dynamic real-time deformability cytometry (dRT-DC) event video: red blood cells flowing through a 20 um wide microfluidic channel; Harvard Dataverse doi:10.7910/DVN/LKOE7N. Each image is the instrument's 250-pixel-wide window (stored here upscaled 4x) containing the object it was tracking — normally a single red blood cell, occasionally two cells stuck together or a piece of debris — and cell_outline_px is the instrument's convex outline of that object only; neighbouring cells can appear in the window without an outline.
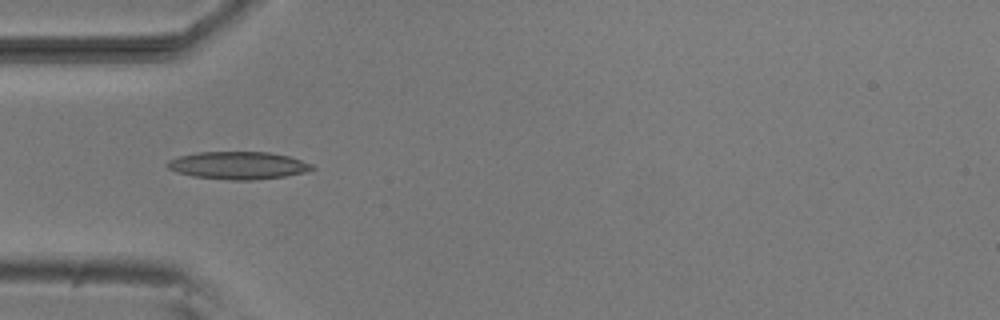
{"species": "common noctule bat (a hibernating species)", "species_latin": "Nyctalus noctula", "temperature_condition": "room temperature", "stored_images_in_passage": 34, "camera_frame_rate_fps": 3000, "um_per_image_px": 0.085, "animal": {"sex": "male", "body_mass_g": 20.5, "forearm_length_mm": 52.5}, "frame": {"image": 1, "passage_image": 1, "time_ms": 0.0, "image_size_px": [1000, 320], "cell_outline_px": [[316, 168], [304, 172], [284, 176], [252, 180], [232, 180], [192, 176], [176, 172], [168, 168], [164, 164], [168, 160], [180, 156], [196, 152], [268, 152], [288, 156], [312, 164]], "centroid_in_image_um": [20.2, 14.06], "position_along_channel_um": 64.8, "area_um2": 23.18}}
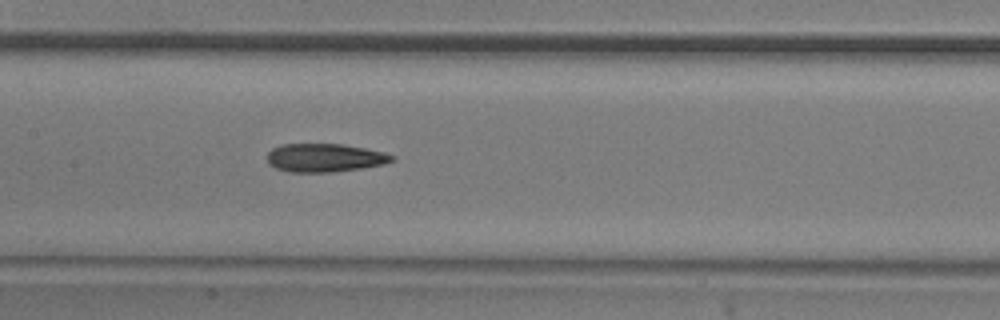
{"frame": {"image": 2, "passage_image": 10, "time_ms": 3.0, "image_size_px": [1000, 320], "cell_outline_px": [[396, 160], [384, 164], [364, 168], [332, 172], [288, 172], [276, 168], [268, 164], [268, 152], [272, 148], [284, 144], [344, 144], [384, 152], [396, 156]], "centroid_in_image_um": [27.64, 13.41], "position_along_channel_um": 179.8, "area_um2": 20.81}}
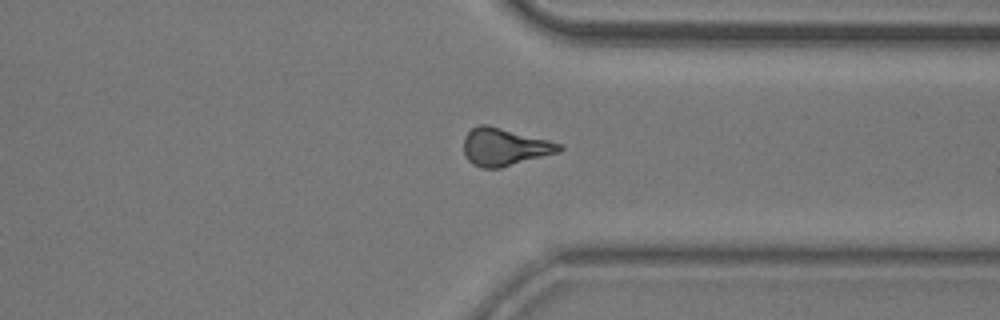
{"frame": {"image": 3, "passage_image": 25, "time_ms": 8.0, "image_size_px": [1000, 320], "cell_outline_px": [[564, 148], [560, 152], [500, 168], [480, 168], [472, 164], [468, 160], [464, 152], [464, 136], [472, 128], [480, 124], [488, 124], [564, 144]], "centroid_in_image_um": [42.9, 12.49], "position_along_channel_um": 368.5, "area_um2": 21.1}}